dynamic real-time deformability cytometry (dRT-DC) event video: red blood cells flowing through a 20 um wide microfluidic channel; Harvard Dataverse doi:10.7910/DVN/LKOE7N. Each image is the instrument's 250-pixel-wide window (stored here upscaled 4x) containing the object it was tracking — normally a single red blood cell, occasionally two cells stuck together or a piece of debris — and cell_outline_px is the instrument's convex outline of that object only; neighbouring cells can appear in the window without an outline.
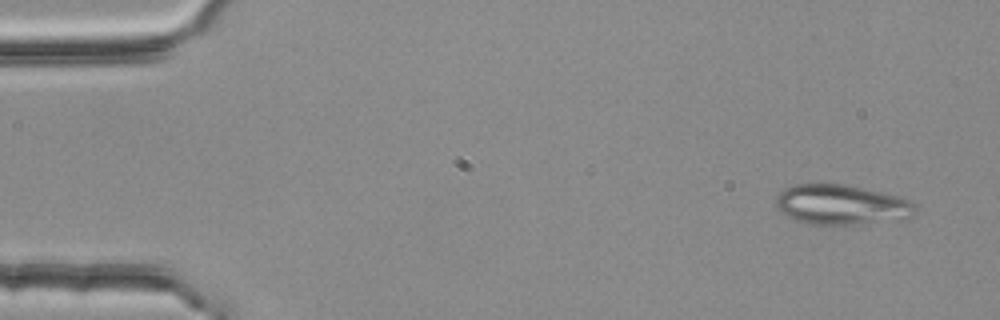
{"species": "common noctule bat (a hibernating species)", "species_latin": "Nyctalus noctula", "temperature_condition": "room temperature", "stored_images_in_passage": 3, "camera_frame_rate_fps": 3000, "um_per_image_px": 0.085, "animal": {"sex": "female", "body_mass_g": 25.1}, "frame": {"image": 1, "passage_image": 1, "time_ms": 0.0, "image_size_px": [1000, 320], "cell_outline_px": [[916, 212], [912, 216], [904, 220], [856, 224], [812, 224], [796, 220], [780, 212], [776, 208], [776, 196], [784, 188], [792, 184], [844, 184], [904, 196], [916, 204]], "centroid_in_image_um": [71.58, 17.39], "position_along_channel_um": 13.4, "area_um2": 33.0}}